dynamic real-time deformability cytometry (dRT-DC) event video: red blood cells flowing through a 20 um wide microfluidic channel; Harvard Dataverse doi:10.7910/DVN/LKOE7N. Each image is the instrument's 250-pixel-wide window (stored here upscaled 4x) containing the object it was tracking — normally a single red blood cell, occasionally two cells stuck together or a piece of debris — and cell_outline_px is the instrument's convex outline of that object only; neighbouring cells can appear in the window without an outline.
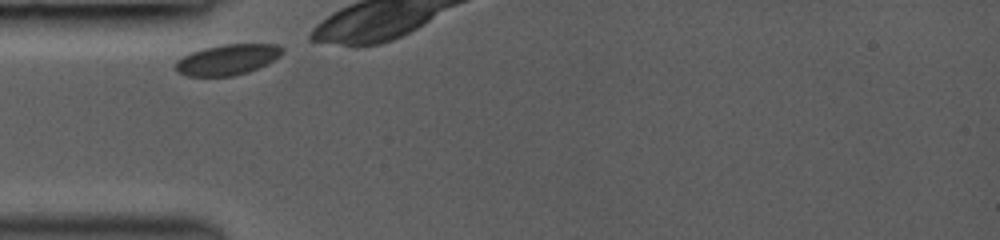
{"species": "common noctule bat (a hibernating species)", "species_latin": "Nyctalus noctula", "temperature_condition": "room temperature", "stored_images_in_passage": 4, "camera_frame_rate_fps": 3000, "um_per_image_px": 0.085, "animal": {"sex": "female", "body_mass_g": 19.0, "forearm_length_mm": 53.3}, "frame": {"image": 1, "passage_image": 1, "time_ms": 0.0, "image_size_px": [1000, 240], "cell_outline_px": [[284, 52], [280, 56], [268, 64], [248, 72], [232, 76], [184, 76], [176, 68], [176, 60], [192, 52], [204, 48], [224, 44], [280, 44], [284, 48]], "centroid_in_image_um": [19.39, 5.06], "position_along_channel_um": 65.6, "area_um2": 19.07}}